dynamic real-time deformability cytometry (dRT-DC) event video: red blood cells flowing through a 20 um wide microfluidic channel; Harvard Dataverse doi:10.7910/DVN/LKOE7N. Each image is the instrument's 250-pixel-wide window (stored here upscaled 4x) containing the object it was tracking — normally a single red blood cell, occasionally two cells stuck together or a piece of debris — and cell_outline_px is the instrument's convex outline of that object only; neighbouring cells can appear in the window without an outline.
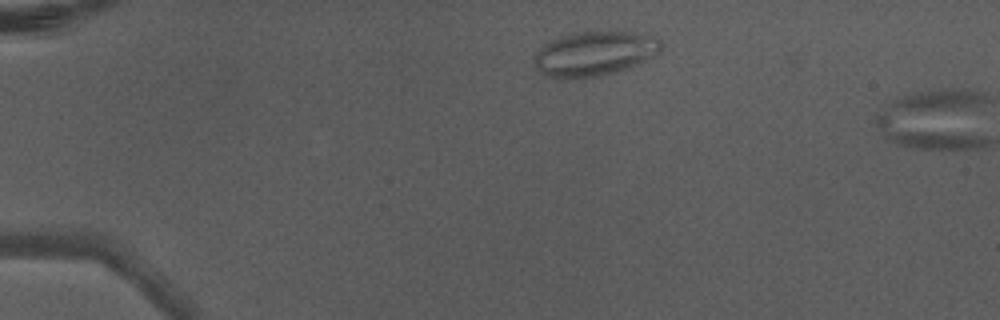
{"species": "Egyptian fruit bat (a non-hibernating species)", "species_latin": "Rousettus aegyptiacus", "temperature_condition": "warm", "stored_images_in_passage": 2, "camera_frame_rate_fps": 3000, "um_per_image_px": 0.085, "animal": {"sex": "male"}, "frame": {"image": 1, "passage_image": 1, "time_ms": 0.0, "image_size_px": [1000, 320], "cell_outline_px": [[660, 52], [656, 56], [648, 60], [628, 68], [584, 80], [564, 80], [544, 76], [536, 68], [532, 60], [540, 44], [572, 32], [616, 28], [648, 32], [656, 36], [660, 40]], "centroid_in_image_um": [50.54, 4.52], "position_along_channel_um": 34.5, "area_um2": 35.2}}